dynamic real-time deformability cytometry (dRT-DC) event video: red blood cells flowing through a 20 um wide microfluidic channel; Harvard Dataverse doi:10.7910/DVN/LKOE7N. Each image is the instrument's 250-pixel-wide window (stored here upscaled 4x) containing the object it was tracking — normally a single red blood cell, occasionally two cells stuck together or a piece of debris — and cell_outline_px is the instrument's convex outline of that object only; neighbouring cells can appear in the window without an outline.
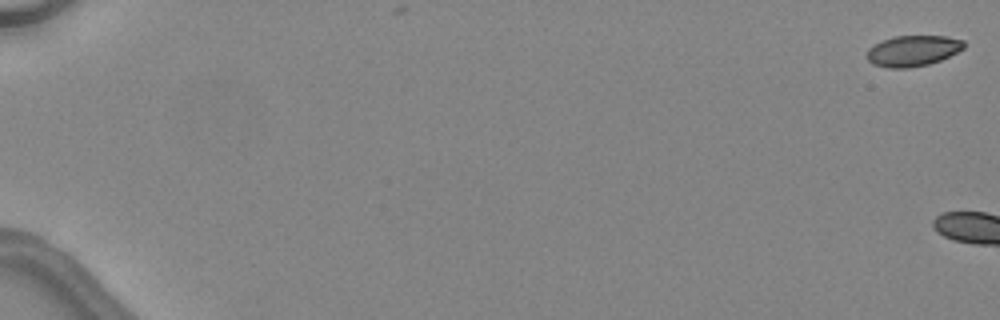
{"species": "common noctule bat (a hibernating species)", "species_latin": "Nyctalus noctula", "temperature_condition": "warm", "stored_images_in_passage": 4, "camera_frame_rate_fps": 3000, "um_per_image_px": 0.085, "animal": {"sex": "female", "body_mass_g": 24.6, "forearm_length_mm": 56.2}, "frame": {"image": 1, "passage_image": 1, "time_ms": 0.0, "image_size_px": [1000, 320], "cell_outline_px": [[964, 48], [940, 60], [928, 64], [908, 68], [888, 68], [872, 64], [868, 60], [868, 48], [884, 40], [896, 36], [948, 36], [964, 40]], "centroid_in_image_um": [77.6, 4.32], "position_along_channel_um": 7.4, "area_um2": 17.22}}